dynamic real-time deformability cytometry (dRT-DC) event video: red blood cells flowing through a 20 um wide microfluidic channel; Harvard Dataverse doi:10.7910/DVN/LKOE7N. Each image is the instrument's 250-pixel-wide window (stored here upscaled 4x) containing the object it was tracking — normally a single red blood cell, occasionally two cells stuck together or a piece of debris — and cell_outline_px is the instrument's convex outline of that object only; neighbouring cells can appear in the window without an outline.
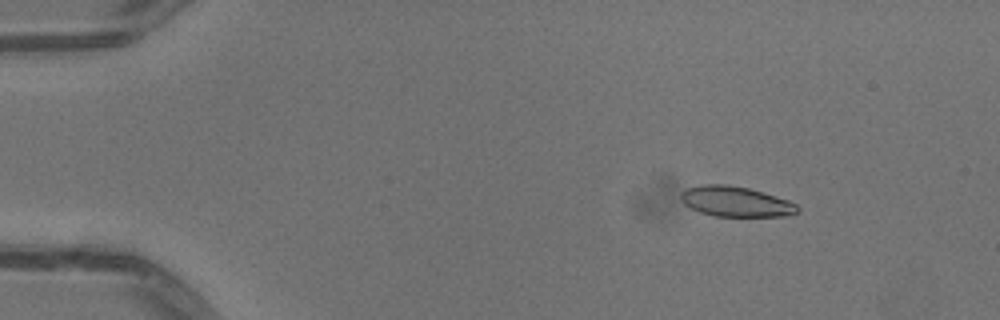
{"species": "common noctule bat (a hibernating species)", "species_latin": "Nyctalus noctula", "temperature_condition": "warm", "stored_images_in_passage": 52, "camera_frame_rate_fps": 3000, "um_per_image_px": 0.085, "animal": {"sex": "male", "body_mass_g": 13.3}, "frame": {"image": 1, "passage_image": 8, "time_ms": 2.333, "image_size_px": [1000, 320], "cell_outline_px": [[800, 212], [784, 216], [716, 216], [700, 212], [684, 204], [680, 200], [680, 192], [684, 188], [700, 184], [728, 184], [748, 188], [776, 196], [788, 200], [796, 204], [800, 208]], "centroid_in_image_um": [62.51, 17.12], "position_along_channel_um": 22.5, "area_um2": 20.75}}
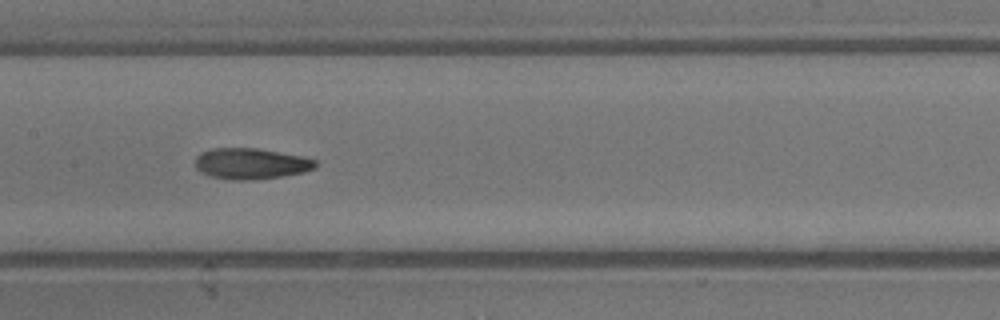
{"frame": {"image": 2, "passage_image": 27, "time_ms": 8.667, "image_size_px": [1000, 320], "cell_outline_px": [[316, 168], [304, 172], [280, 176], [248, 180], [232, 180], [212, 176], [200, 172], [196, 168], [196, 156], [200, 152], [212, 148], [256, 148], [304, 156], [316, 160]], "centroid_in_image_um": [21.33, 13.9], "position_along_channel_um": 186.1, "area_um2": 21.68}}
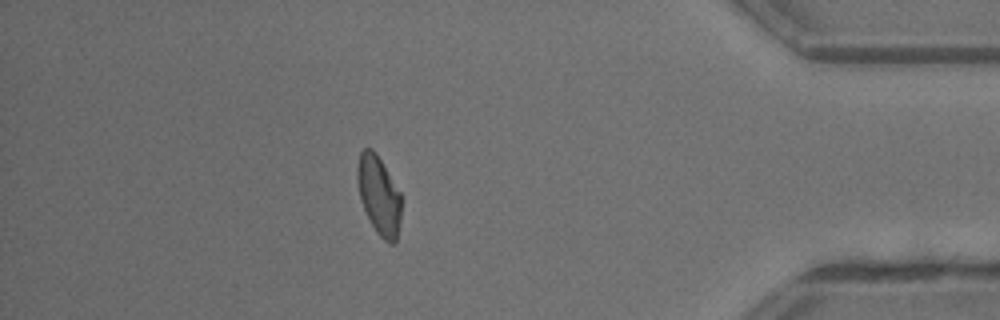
{"frame": {"image": 3, "passage_image": 46, "time_ms": 15.0, "image_size_px": [1000, 320], "cell_outline_px": [[404, 200], [396, 244], [388, 244], [376, 232], [360, 200], [356, 176], [356, 168], [360, 152], [364, 148], [372, 148], [376, 152], [400, 192]], "centroid_in_image_um": [32.23, 16.61], "position_along_channel_um": 403.0, "area_um2": 20.63}, "authors_computed_cell_mechanics": {"area_um2": 20.9525, "velocity_mm_per_s": 4.0778, "shape_relaxation_time_tau1_ms": 6.6464, "shape_relaxation_time_tau2_ms": 2.4493, "deformation_change_tau1": 0.1949, "deformation_change_tau2": 0.0836}}